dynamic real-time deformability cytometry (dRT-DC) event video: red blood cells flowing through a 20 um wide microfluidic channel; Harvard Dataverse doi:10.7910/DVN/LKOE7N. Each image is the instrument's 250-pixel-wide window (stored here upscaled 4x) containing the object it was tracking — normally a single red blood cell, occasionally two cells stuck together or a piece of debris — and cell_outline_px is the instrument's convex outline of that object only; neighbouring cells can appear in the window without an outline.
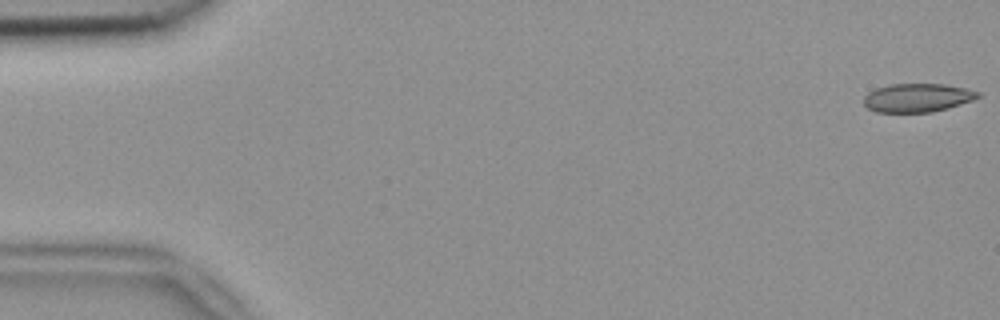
{"species": "common noctule bat (a hibernating species)", "species_latin": "Nyctalus noctula", "temperature_condition": "room temperature", "stored_images_in_passage": 53, "camera_frame_rate_fps": 3000, "um_per_image_px": 0.085, "animal": {"sex": "female", "body_mass_g": 18.4}, "frame": {"image": 1, "passage_image": 1, "time_ms": 0.0, "image_size_px": [1000, 320], "cell_outline_px": [[980, 96], [972, 100], [948, 108], [932, 112], [876, 112], [868, 108], [864, 104], [864, 96], [868, 92], [876, 88], [888, 84], [944, 84], [964, 88], [980, 92]], "centroid_in_image_um": [77.95, 8.31], "position_along_channel_um": 7.0, "area_um2": 18.96}}
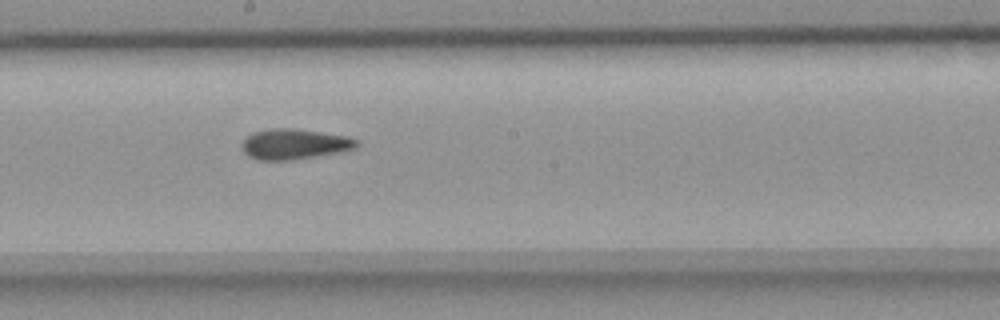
{"frame": {"image": 2, "passage_image": 29, "time_ms": 9.333, "image_size_px": [1000, 320], "cell_outline_px": [[360, 144], [356, 148], [340, 152], [316, 156], [288, 160], [256, 160], [248, 156], [244, 152], [240, 144], [252, 132], [268, 128], [292, 128], [348, 136], [356, 140]], "centroid_in_image_um": [25.0, 12.24], "position_along_channel_um": 223.2, "area_um2": 20.4}}
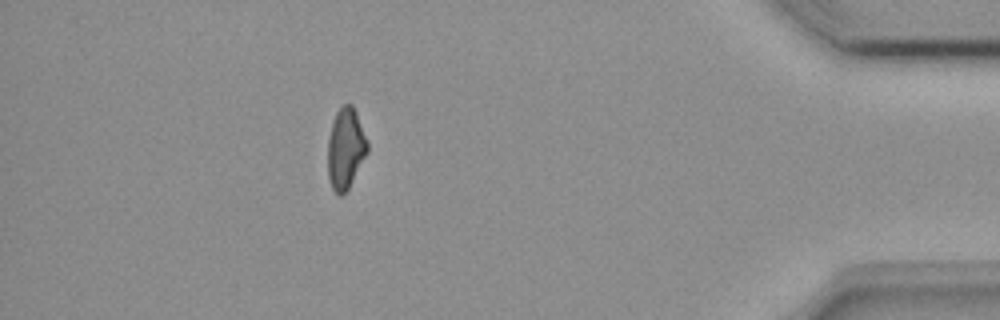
{"frame": {"image": 3, "passage_image": 47, "time_ms": 15.333, "image_size_px": [1000, 320], "cell_outline_px": [[368, 152], [348, 188], [340, 196], [332, 188], [328, 180], [328, 140], [332, 124], [336, 112], [344, 104], [352, 104], [356, 112], [368, 140]], "centroid_in_image_um": [29.38, 12.61], "position_along_channel_um": 405.8, "area_um2": 18.55}, "authors_computed_cell_mechanics": {"area_um2": 19.7098, "velocity_mm_per_s": 3.8608, "shape_relaxation_time_tau1_ms": null, "shape_relaxation_time_tau2_ms": 2.868, "deformation_change_tau1": null, "deformation_change_tau2": 0.0692}}